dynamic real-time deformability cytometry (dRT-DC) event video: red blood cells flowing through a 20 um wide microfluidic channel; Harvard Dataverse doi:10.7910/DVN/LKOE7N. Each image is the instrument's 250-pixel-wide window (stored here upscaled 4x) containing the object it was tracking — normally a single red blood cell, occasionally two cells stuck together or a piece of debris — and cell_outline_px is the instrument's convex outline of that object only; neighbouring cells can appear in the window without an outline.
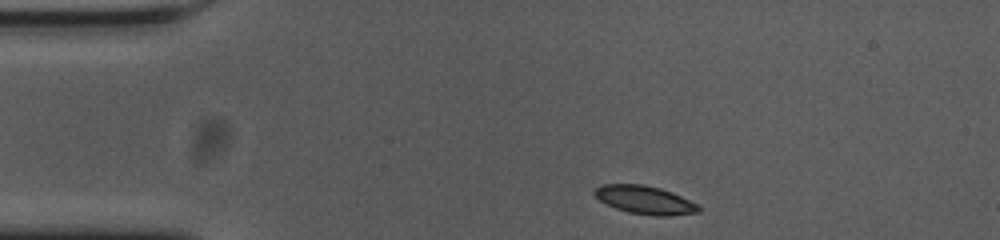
{"species": "common noctule bat (a hibernating species)", "species_latin": "Nyctalus noctula", "temperature_condition": "cold", "stored_images_in_passage": 47, "camera_frame_rate_fps": 3000, "um_per_image_px": 0.085, "animal": {"sex": "female", "body_mass_g": 23.0, "forearm_length_mm": 53.4}, "frame": {"image": 1, "passage_image": 1, "time_ms": 0.0, "image_size_px": [1000, 240], "cell_outline_px": [[700, 212], [668, 216], [652, 216], [628, 212], [616, 208], [600, 200], [592, 192], [596, 188], [604, 184], [640, 184], [660, 188], [672, 192], [696, 204], [700, 208]], "centroid_in_image_um": [54.81, 17.0], "position_along_channel_um": 30.2, "area_um2": 16.94}}
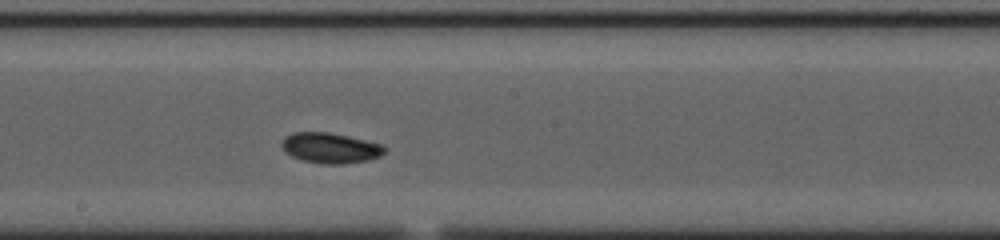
{"frame": {"image": 2, "passage_image": 21, "time_ms": 6.667, "image_size_px": [1000, 240], "cell_outline_px": [[384, 152], [380, 156], [368, 160], [340, 164], [324, 164], [304, 160], [292, 156], [284, 152], [280, 144], [284, 136], [292, 132], [328, 132], [348, 136], [384, 144]], "centroid_in_image_um": [28.05, 12.56], "position_along_channel_um": 220.2, "area_um2": 18.26}}
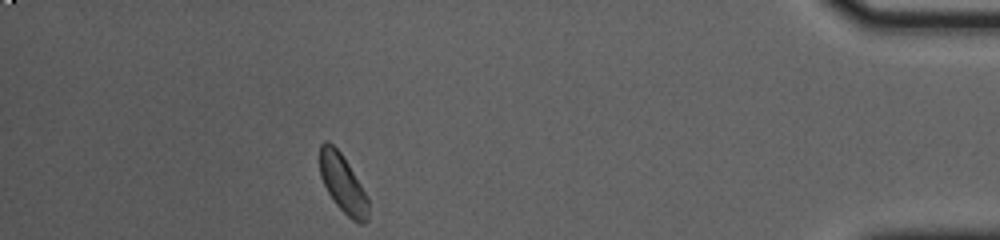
{"frame": {"image": 3, "passage_image": 41, "time_ms": 13.333, "image_size_px": [1000, 240], "cell_outline_px": [[368, 220], [364, 224], [360, 224], [352, 220], [336, 204], [328, 192], [320, 176], [320, 144], [324, 140], [328, 140], [340, 152], [348, 164], [368, 196]], "centroid_in_image_um": [29.14, 15.61], "position_along_channel_um": 406.1, "area_um2": 16.36}, "authors_computed_cell_mechanics": {"area_um2": 17.1088, "velocity_mm_per_s": 3.5971, "shape_relaxation_time_tau1_ms": 2.5388, "shape_relaxation_time_tau2_ms": 3.0474, "deformation_change_tau1": 0.096, "deformation_change_tau2": 0.0591}}